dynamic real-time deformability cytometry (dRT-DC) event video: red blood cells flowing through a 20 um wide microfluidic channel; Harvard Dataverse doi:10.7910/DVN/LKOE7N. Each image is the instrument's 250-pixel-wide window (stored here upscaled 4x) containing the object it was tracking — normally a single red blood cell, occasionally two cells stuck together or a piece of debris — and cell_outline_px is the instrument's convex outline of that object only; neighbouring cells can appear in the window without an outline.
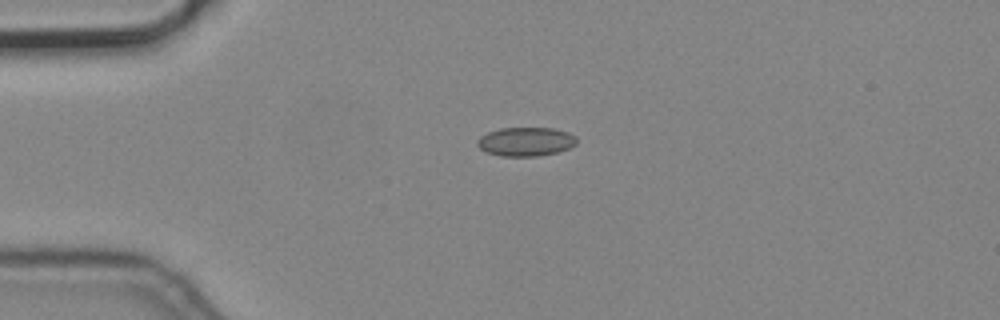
{"species": "common noctule bat (a hibernating species)", "species_latin": "Nyctalus noctula", "temperature_condition": "cold", "stored_images_in_passage": 4, "camera_frame_rate_fps": 3000, "um_per_image_px": 0.085, "animal": {"sex": "male", "body_mass_g": 19.2, "forearm_length_mm": 51.8}, "frame": {"image": 1, "passage_image": 4, "time_ms": 1.0, "image_size_px": [1000, 320], "cell_outline_px": [[576, 144], [568, 148], [556, 152], [536, 156], [500, 156], [488, 152], [480, 148], [476, 144], [476, 140], [480, 136], [488, 132], [500, 128], [552, 128], [568, 132], [576, 136]], "centroid_in_image_um": [44.67, 12.03], "position_along_channel_um": 40.3, "area_um2": 16.65}}